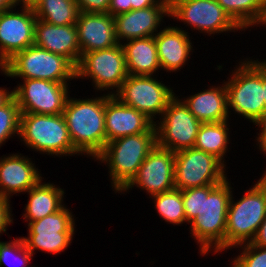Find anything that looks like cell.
<instances>
[{"instance_id":"obj_1","label":"cell","mask_w":266,"mask_h":267,"mask_svg":"<svg viewBox=\"0 0 266 267\" xmlns=\"http://www.w3.org/2000/svg\"><path fill=\"white\" fill-rule=\"evenodd\" d=\"M105 93L85 99L69 95L62 113L73 147L91 159L106 146L105 101L110 94Z\"/></svg>"},{"instance_id":"obj_2","label":"cell","mask_w":266,"mask_h":267,"mask_svg":"<svg viewBox=\"0 0 266 267\" xmlns=\"http://www.w3.org/2000/svg\"><path fill=\"white\" fill-rule=\"evenodd\" d=\"M232 189L228 178L218 185L204 186L203 214L197 215L189 223L190 236L197 242L201 256L209 253L220 255L225 251L226 219L234 192Z\"/></svg>"},{"instance_id":"obj_3","label":"cell","mask_w":266,"mask_h":267,"mask_svg":"<svg viewBox=\"0 0 266 267\" xmlns=\"http://www.w3.org/2000/svg\"><path fill=\"white\" fill-rule=\"evenodd\" d=\"M250 58L244 57L236 63L232 74L223 82L227 90L230 116L234 112L254 123L265 112L264 59L259 61Z\"/></svg>"},{"instance_id":"obj_4","label":"cell","mask_w":266,"mask_h":267,"mask_svg":"<svg viewBox=\"0 0 266 267\" xmlns=\"http://www.w3.org/2000/svg\"><path fill=\"white\" fill-rule=\"evenodd\" d=\"M156 145V133L128 135L107 142L94 161L108 168L111 189L119 193L136 175Z\"/></svg>"},{"instance_id":"obj_5","label":"cell","mask_w":266,"mask_h":267,"mask_svg":"<svg viewBox=\"0 0 266 267\" xmlns=\"http://www.w3.org/2000/svg\"><path fill=\"white\" fill-rule=\"evenodd\" d=\"M235 201L232 192L227 212L225 252L250 243L266 216V173Z\"/></svg>"},{"instance_id":"obj_6","label":"cell","mask_w":266,"mask_h":267,"mask_svg":"<svg viewBox=\"0 0 266 267\" xmlns=\"http://www.w3.org/2000/svg\"><path fill=\"white\" fill-rule=\"evenodd\" d=\"M18 138L28 149L47 156H82L73 147L62 114L21 113Z\"/></svg>"},{"instance_id":"obj_7","label":"cell","mask_w":266,"mask_h":267,"mask_svg":"<svg viewBox=\"0 0 266 267\" xmlns=\"http://www.w3.org/2000/svg\"><path fill=\"white\" fill-rule=\"evenodd\" d=\"M9 78L42 79L57 83L76 80V67L65 57L35 44L17 52L1 68Z\"/></svg>"},{"instance_id":"obj_8","label":"cell","mask_w":266,"mask_h":267,"mask_svg":"<svg viewBox=\"0 0 266 267\" xmlns=\"http://www.w3.org/2000/svg\"><path fill=\"white\" fill-rule=\"evenodd\" d=\"M127 77V64L121 44L84 53L76 66V80L90 78L96 95V91H107V94L114 95Z\"/></svg>"},{"instance_id":"obj_9","label":"cell","mask_w":266,"mask_h":267,"mask_svg":"<svg viewBox=\"0 0 266 267\" xmlns=\"http://www.w3.org/2000/svg\"><path fill=\"white\" fill-rule=\"evenodd\" d=\"M72 213L65 205L40 220L27 222L28 235L21 237L26 248L33 255L37 250L56 255L68 249L76 232V219Z\"/></svg>"},{"instance_id":"obj_10","label":"cell","mask_w":266,"mask_h":267,"mask_svg":"<svg viewBox=\"0 0 266 267\" xmlns=\"http://www.w3.org/2000/svg\"><path fill=\"white\" fill-rule=\"evenodd\" d=\"M169 18L209 37L243 31L216 0H177L169 7Z\"/></svg>"},{"instance_id":"obj_11","label":"cell","mask_w":266,"mask_h":267,"mask_svg":"<svg viewBox=\"0 0 266 267\" xmlns=\"http://www.w3.org/2000/svg\"><path fill=\"white\" fill-rule=\"evenodd\" d=\"M155 75H128L114 94L122 103L135 108L156 123L169 101L176 95L174 88ZM158 116V117H157Z\"/></svg>"},{"instance_id":"obj_12","label":"cell","mask_w":266,"mask_h":267,"mask_svg":"<svg viewBox=\"0 0 266 267\" xmlns=\"http://www.w3.org/2000/svg\"><path fill=\"white\" fill-rule=\"evenodd\" d=\"M178 97L175 95L169 101L161 118L155 123L156 145L173 152L194 148L202 124Z\"/></svg>"},{"instance_id":"obj_13","label":"cell","mask_w":266,"mask_h":267,"mask_svg":"<svg viewBox=\"0 0 266 267\" xmlns=\"http://www.w3.org/2000/svg\"><path fill=\"white\" fill-rule=\"evenodd\" d=\"M226 166L214 155L195 148L175 152L174 182L179 190L218 185L227 179Z\"/></svg>"},{"instance_id":"obj_14","label":"cell","mask_w":266,"mask_h":267,"mask_svg":"<svg viewBox=\"0 0 266 267\" xmlns=\"http://www.w3.org/2000/svg\"><path fill=\"white\" fill-rule=\"evenodd\" d=\"M13 88L20 113L62 114L70 95L69 83L42 79H22Z\"/></svg>"},{"instance_id":"obj_15","label":"cell","mask_w":266,"mask_h":267,"mask_svg":"<svg viewBox=\"0 0 266 267\" xmlns=\"http://www.w3.org/2000/svg\"><path fill=\"white\" fill-rule=\"evenodd\" d=\"M175 152L157 145L148 153L132 180L118 193L141 189L149 198L175 188Z\"/></svg>"},{"instance_id":"obj_16","label":"cell","mask_w":266,"mask_h":267,"mask_svg":"<svg viewBox=\"0 0 266 267\" xmlns=\"http://www.w3.org/2000/svg\"><path fill=\"white\" fill-rule=\"evenodd\" d=\"M16 8L0 13V68L17 52L30 47L35 41L37 18L33 8L21 6L15 11Z\"/></svg>"},{"instance_id":"obj_17","label":"cell","mask_w":266,"mask_h":267,"mask_svg":"<svg viewBox=\"0 0 266 267\" xmlns=\"http://www.w3.org/2000/svg\"><path fill=\"white\" fill-rule=\"evenodd\" d=\"M106 143L128 135L156 133L155 123L146 115L110 95L105 101Z\"/></svg>"},{"instance_id":"obj_18","label":"cell","mask_w":266,"mask_h":267,"mask_svg":"<svg viewBox=\"0 0 266 267\" xmlns=\"http://www.w3.org/2000/svg\"><path fill=\"white\" fill-rule=\"evenodd\" d=\"M34 162V163H33ZM41 179H44L36 168L35 161L21 153L0 157V196L11 199L16 194H26ZM18 193V194H17Z\"/></svg>"},{"instance_id":"obj_19","label":"cell","mask_w":266,"mask_h":267,"mask_svg":"<svg viewBox=\"0 0 266 267\" xmlns=\"http://www.w3.org/2000/svg\"><path fill=\"white\" fill-rule=\"evenodd\" d=\"M169 18L168 5H155L131 10L114 16L116 39L119 44L138 38L155 36L162 28L164 18Z\"/></svg>"},{"instance_id":"obj_20","label":"cell","mask_w":266,"mask_h":267,"mask_svg":"<svg viewBox=\"0 0 266 267\" xmlns=\"http://www.w3.org/2000/svg\"><path fill=\"white\" fill-rule=\"evenodd\" d=\"M183 27L164 26L155 36L158 60L161 70L166 73L178 72L190 61L193 55L192 36Z\"/></svg>"},{"instance_id":"obj_21","label":"cell","mask_w":266,"mask_h":267,"mask_svg":"<svg viewBox=\"0 0 266 267\" xmlns=\"http://www.w3.org/2000/svg\"><path fill=\"white\" fill-rule=\"evenodd\" d=\"M76 26L81 55L119 44L116 39L115 20L109 13L79 12Z\"/></svg>"},{"instance_id":"obj_22","label":"cell","mask_w":266,"mask_h":267,"mask_svg":"<svg viewBox=\"0 0 266 267\" xmlns=\"http://www.w3.org/2000/svg\"><path fill=\"white\" fill-rule=\"evenodd\" d=\"M34 44L67 58L75 67L81 57L76 24L57 26L37 19Z\"/></svg>"},{"instance_id":"obj_23","label":"cell","mask_w":266,"mask_h":267,"mask_svg":"<svg viewBox=\"0 0 266 267\" xmlns=\"http://www.w3.org/2000/svg\"><path fill=\"white\" fill-rule=\"evenodd\" d=\"M184 98V99H183ZM181 97L189 111L201 123H216L231 120L228 110V95L225 83L208 86L190 96Z\"/></svg>"},{"instance_id":"obj_24","label":"cell","mask_w":266,"mask_h":267,"mask_svg":"<svg viewBox=\"0 0 266 267\" xmlns=\"http://www.w3.org/2000/svg\"><path fill=\"white\" fill-rule=\"evenodd\" d=\"M41 179L34 187L26 193L28 197L25 210L22 214L25 222L37 221L61 210L65 205V189L60 188L53 182H47Z\"/></svg>"},{"instance_id":"obj_25","label":"cell","mask_w":266,"mask_h":267,"mask_svg":"<svg viewBox=\"0 0 266 267\" xmlns=\"http://www.w3.org/2000/svg\"><path fill=\"white\" fill-rule=\"evenodd\" d=\"M128 75H153L161 71L154 36L131 39L122 44Z\"/></svg>"},{"instance_id":"obj_26","label":"cell","mask_w":266,"mask_h":267,"mask_svg":"<svg viewBox=\"0 0 266 267\" xmlns=\"http://www.w3.org/2000/svg\"><path fill=\"white\" fill-rule=\"evenodd\" d=\"M230 123L228 121L216 123H202L198 130L194 148L214 155L225 166L227 153L230 151Z\"/></svg>"},{"instance_id":"obj_27","label":"cell","mask_w":266,"mask_h":267,"mask_svg":"<svg viewBox=\"0 0 266 267\" xmlns=\"http://www.w3.org/2000/svg\"><path fill=\"white\" fill-rule=\"evenodd\" d=\"M33 10L37 19L57 26L76 24L79 15L76 0H39Z\"/></svg>"},{"instance_id":"obj_28","label":"cell","mask_w":266,"mask_h":267,"mask_svg":"<svg viewBox=\"0 0 266 267\" xmlns=\"http://www.w3.org/2000/svg\"><path fill=\"white\" fill-rule=\"evenodd\" d=\"M230 18L245 32L260 22L266 0H216Z\"/></svg>"},{"instance_id":"obj_29","label":"cell","mask_w":266,"mask_h":267,"mask_svg":"<svg viewBox=\"0 0 266 267\" xmlns=\"http://www.w3.org/2000/svg\"><path fill=\"white\" fill-rule=\"evenodd\" d=\"M157 215L167 224L179 225L186 223V215L182 201V191L172 189L150 197Z\"/></svg>"},{"instance_id":"obj_30","label":"cell","mask_w":266,"mask_h":267,"mask_svg":"<svg viewBox=\"0 0 266 267\" xmlns=\"http://www.w3.org/2000/svg\"><path fill=\"white\" fill-rule=\"evenodd\" d=\"M10 259H16L17 265L9 262ZM32 259L33 254L26 248L21 237L9 240V242L0 241V267L5 263L13 267H36L30 265Z\"/></svg>"},{"instance_id":"obj_31","label":"cell","mask_w":266,"mask_h":267,"mask_svg":"<svg viewBox=\"0 0 266 267\" xmlns=\"http://www.w3.org/2000/svg\"><path fill=\"white\" fill-rule=\"evenodd\" d=\"M20 114L15 97L0 108V148L10 138L19 137Z\"/></svg>"},{"instance_id":"obj_32","label":"cell","mask_w":266,"mask_h":267,"mask_svg":"<svg viewBox=\"0 0 266 267\" xmlns=\"http://www.w3.org/2000/svg\"><path fill=\"white\" fill-rule=\"evenodd\" d=\"M234 248L241 250L238 249L239 255L231 259L233 267H266V247L245 243Z\"/></svg>"},{"instance_id":"obj_33","label":"cell","mask_w":266,"mask_h":267,"mask_svg":"<svg viewBox=\"0 0 266 267\" xmlns=\"http://www.w3.org/2000/svg\"><path fill=\"white\" fill-rule=\"evenodd\" d=\"M181 191L186 215V225H188L197 215L203 214L204 186Z\"/></svg>"},{"instance_id":"obj_34","label":"cell","mask_w":266,"mask_h":267,"mask_svg":"<svg viewBox=\"0 0 266 267\" xmlns=\"http://www.w3.org/2000/svg\"><path fill=\"white\" fill-rule=\"evenodd\" d=\"M79 12L108 13L110 0H76Z\"/></svg>"},{"instance_id":"obj_35","label":"cell","mask_w":266,"mask_h":267,"mask_svg":"<svg viewBox=\"0 0 266 267\" xmlns=\"http://www.w3.org/2000/svg\"><path fill=\"white\" fill-rule=\"evenodd\" d=\"M11 200L7 198H3L0 196V236L7 232V227H10V225L13 222V214H12V207L10 204Z\"/></svg>"},{"instance_id":"obj_36","label":"cell","mask_w":266,"mask_h":267,"mask_svg":"<svg viewBox=\"0 0 266 267\" xmlns=\"http://www.w3.org/2000/svg\"><path fill=\"white\" fill-rule=\"evenodd\" d=\"M256 125V130H259L255 136V142L257 149L260 150V153L266 156V112H264L254 123ZM259 128V129H258ZM263 173H266L264 170Z\"/></svg>"},{"instance_id":"obj_37","label":"cell","mask_w":266,"mask_h":267,"mask_svg":"<svg viewBox=\"0 0 266 267\" xmlns=\"http://www.w3.org/2000/svg\"><path fill=\"white\" fill-rule=\"evenodd\" d=\"M131 11V0H110L108 13L111 16H117Z\"/></svg>"},{"instance_id":"obj_38","label":"cell","mask_w":266,"mask_h":267,"mask_svg":"<svg viewBox=\"0 0 266 267\" xmlns=\"http://www.w3.org/2000/svg\"><path fill=\"white\" fill-rule=\"evenodd\" d=\"M250 243L255 246L266 247V216L260 224L255 237Z\"/></svg>"},{"instance_id":"obj_39","label":"cell","mask_w":266,"mask_h":267,"mask_svg":"<svg viewBox=\"0 0 266 267\" xmlns=\"http://www.w3.org/2000/svg\"><path fill=\"white\" fill-rule=\"evenodd\" d=\"M155 5H166L161 0H131V10L144 9Z\"/></svg>"},{"instance_id":"obj_40","label":"cell","mask_w":266,"mask_h":267,"mask_svg":"<svg viewBox=\"0 0 266 267\" xmlns=\"http://www.w3.org/2000/svg\"><path fill=\"white\" fill-rule=\"evenodd\" d=\"M11 88H2L0 87V108L6 105L13 97H14V90Z\"/></svg>"},{"instance_id":"obj_41","label":"cell","mask_w":266,"mask_h":267,"mask_svg":"<svg viewBox=\"0 0 266 267\" xmlns=\"http://www.w3.org/2000/svg\"><path fill=\"white\" fill-rule=\"evenodd\" d=\"M16 6L15 0H0V13Z\"/></svg>"},{"instance_id":"obj_42","label":"cell","mask_w":266,"mask_h":267,"mask_svg":"<svg viewBox=\"0 0 266 267\" xmlns=\"http://www.w3.org/2000/svg\"><path fill=\"white\" fill-rule=\"evenodd\" d=\"M16 6L34 8L39 0H15Z\"/></svg>"},{"instance_id":"obj_43","label":"cell","mask_w":266,"mask_h":267,"mask_svg":"<svg viewBox=\"0 0 266 267\" xmlns=\"http://www.w3.org/2000/svg\"><path fill=\"white\" fill-rule=\"evenodd\" d=\"M258 26L259 27L262 26L263 29L265 27V29H266V1H265V7H264V11H263V16H262L260 22L258 23L257 27Z\"/></svg>"},{"instance_id":"obj_44","label":"cell","mask_w":266,"mask_h":267,"mask_svg":"<svg viewBox=\"0 0 266 267\" xmlns=\"http://www.w3.org/2000/svg\"><path fill=\"white\" fill-rule=\"evenodd\" d=\"M264 104L266 112V59L264 58Z\"/></svg>"},{"instance_id":"obj_45","label":"cell","mask_w":266,"mask_h":267,"mask_svg":"<svg viewBox=\"0 0 266 267\" xmlns=\"http://www.w3.org/2000/svg\"><path fill=\"white\" fill-rule=\"evenodd\" d=\"M161 1L170 7L177 0H161Z\"/></svg>"}]
</instances>
